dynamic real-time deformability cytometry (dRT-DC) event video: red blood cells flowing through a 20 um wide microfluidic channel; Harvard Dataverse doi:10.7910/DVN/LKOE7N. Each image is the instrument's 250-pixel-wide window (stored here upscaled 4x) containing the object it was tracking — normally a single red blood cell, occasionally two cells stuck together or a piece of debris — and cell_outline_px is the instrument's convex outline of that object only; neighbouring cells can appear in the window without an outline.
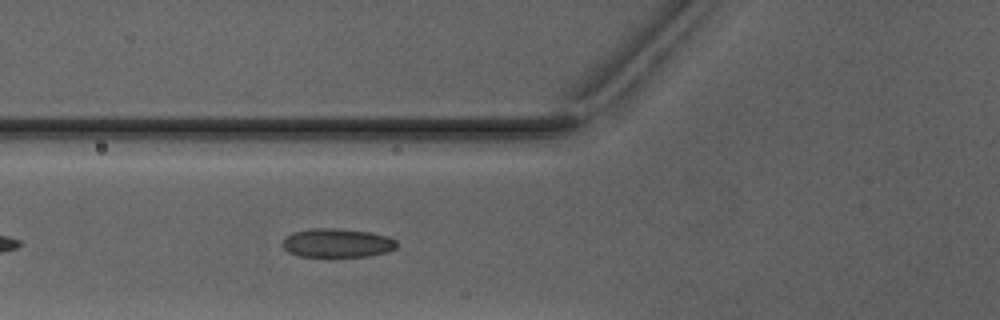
{"species": "Egyptian fruit bat (a non-hibernating species)", "species_latin": "Rousettus aegyptiacus", "temperature_condition": "warm", "stored_images_in_passage": 5, "camera_frame_rate_fps": 3000, "um_per_image_px": 0.085, "animal": {"sex": "male"}, "frame": {"image": 1, "passage_image": 5, "time_ms": 4.667, "image_size_px": [1000, 320], "cell_outline_px": [[396, 248], [388, 252], [368, 256], [332, 260], [328, 260], [300, 256], [288, 252], [280, 244], [288, 236], [296, 232], [316, 228], [332, 228], [372, 232], [388, 236], [396, 240]], "centroid_in_image_um": [28.68, 20.72], "position_along_channel_um": 97.1, "area_um2": 20.06}}